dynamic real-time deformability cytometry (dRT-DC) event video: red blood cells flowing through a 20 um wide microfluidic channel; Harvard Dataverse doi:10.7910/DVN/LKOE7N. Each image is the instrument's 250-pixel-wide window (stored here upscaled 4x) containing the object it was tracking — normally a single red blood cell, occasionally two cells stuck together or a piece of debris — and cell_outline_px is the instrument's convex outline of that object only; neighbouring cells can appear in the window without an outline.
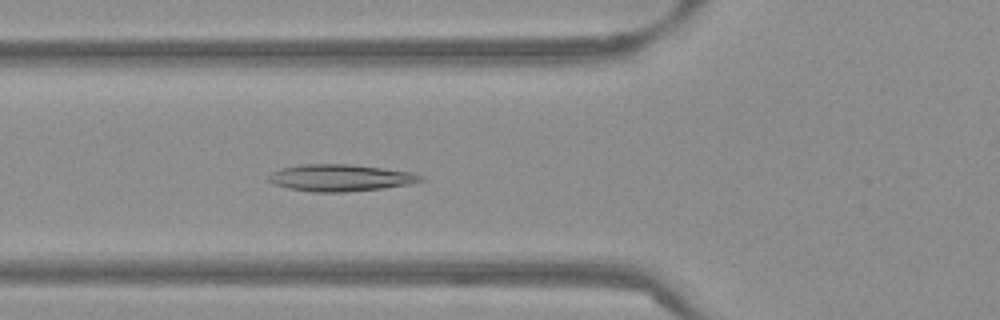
{"species": "Egyptian fruit bat (a non-hibernating species)", "species_latin": "Rousettus aegyptiacus", "temperature_condition": "warm", "stored_images_in_passage": 36, "camera_frame_rate_fps": 3000, "um_per_image_px": 0.085, "frame": {"image": 1, "passage_image": 3, "time_ms": 0.667, "image_size_px": [1000, 320], "cell_outline_px": [[424, 180], [412, 184], [384, 188], [344, 192], [312, 192], [288, 188], [276, 184], [268, 180], [268, 176], [272, 172], [280, 168], [300, 164], [348, 164], [384, 168], [412, 172], [424, 176]], "centroid_in_image_um": [28.96, 15.11], "position_along_channel_um": 96.8, "area_um2": 23.93}}
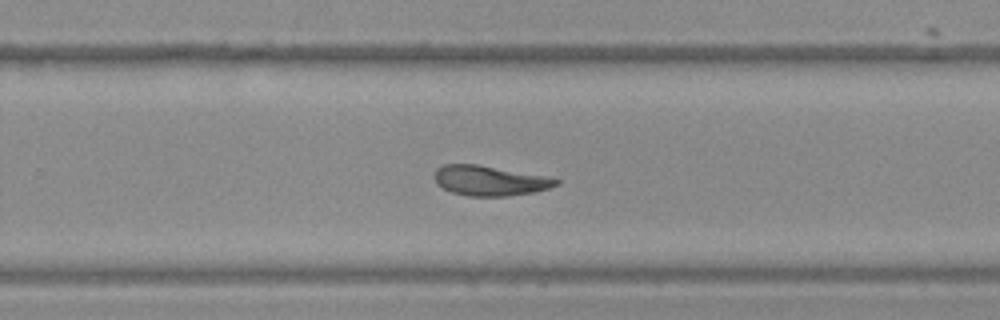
{"frame": {"image": 2, "passage_image": 18, "time_ms": 5.667, "image_size_px": [1000, 320], "cell_outline_px": [[560, 184], [548, 188], [532, 192], [508, 196], [468, 196], [452, 192], [436, 184], [432, 176], [436, 168], [444, 164], [476, 164], [544, 176], [560, 180]], "centroid_in_image_um": [41.56, 15.35], "position_along_channel_um": 288.2, "area_um2": 21.15}}
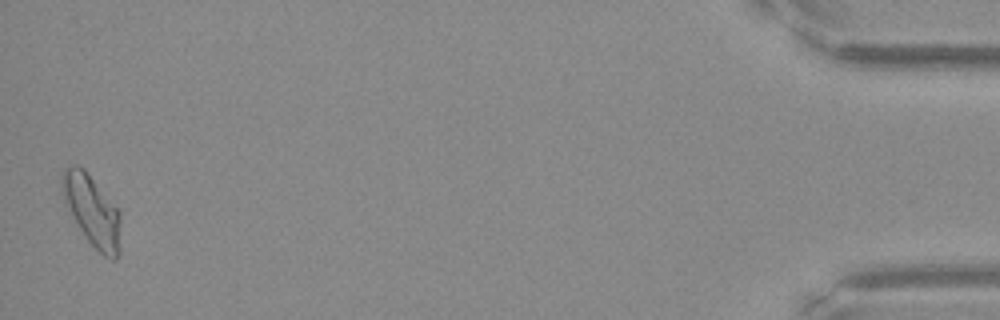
{"frame": {"image": 3, "passage_image": 36, "time_ms": 11.667, "image_size_px": [1000, 320], "cell_outline_px": [[120, 252], [116, 260], [112, 260], [104, 256], [88, 240], [64, 204], [60, 188], [60, 176], [64, 168], [72, 164], [76, 164], [84, 168], [120, 212]], "centroid_in_image_um": [7.79, 17.87], "position_along_channel_um": 427.4, "area_um2": 24.33}, "authors_computed_cell_mechanics": {"area_um2": 21.7906, "velocity_mm_per_s": 3.8245, "shape_relaxation_time_tau1_ms": null, "shape_relaxation_time_tau2_ms": 3.3826, "deformation_change_tau1": null, "deformation_change_tau2": 0.0663}}